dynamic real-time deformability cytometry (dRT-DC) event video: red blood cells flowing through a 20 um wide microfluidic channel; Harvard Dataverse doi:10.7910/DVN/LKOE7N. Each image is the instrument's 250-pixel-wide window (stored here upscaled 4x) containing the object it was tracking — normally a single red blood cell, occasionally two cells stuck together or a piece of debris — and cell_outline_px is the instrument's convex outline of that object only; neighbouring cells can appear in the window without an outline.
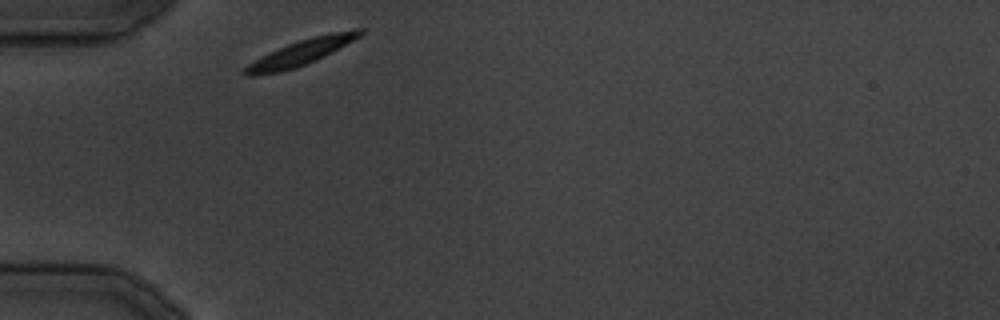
{"species": "common noctule bat (a hibernating species)", "species_latin": "Nyctalus noctula", "temperature_condition": "cold", "stored_images_in_passage": 6, "camera_frame_rate_fps": 3000, "um_per_image_px": 0.085, "animal": {"sex": "male", "body_mass_g": 19.5, "forearm_length_mm": 54.6}, "frame": {"image": 1, "passage_image": 1, "time_ms": 0.0, "image_size_px": [1000, 320], "cell_outline_px": [[364, 32], [360, 36], [332, 52], [316, 60], [296, 68], [280, 72], [256, 76], [248, 76], [244, 72], [244, 68], [248, 64], [288, 44], [312, 36], [356, 28], [364, 28]], "centroid_in_image_um": [25.63, 4.46], "position_along_channel_um": 59.4, "area_um2": 16.82}}
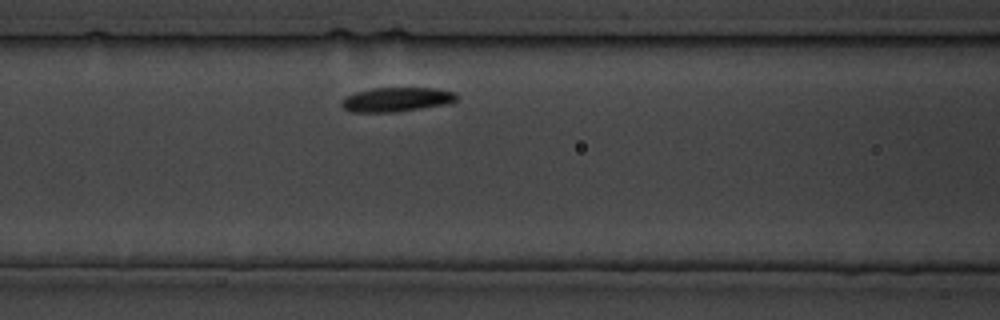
{"frame": {"image": 2, "passage_image": 6, "time_ms": 5.667, "image_size_px": [1000, 320], "cell_outline_px": [[456, 100], [448, 104], [396, 112], [352, 112], [344, 108], [340, 104], [348, 96], [356, 92], [372, 88], [432, 88], [452, 92], [456, 96]], "centroid_in_image_um": [33.69, 8.46], "position_along_channel_um": 132.9, "area_um2": 16.01}}